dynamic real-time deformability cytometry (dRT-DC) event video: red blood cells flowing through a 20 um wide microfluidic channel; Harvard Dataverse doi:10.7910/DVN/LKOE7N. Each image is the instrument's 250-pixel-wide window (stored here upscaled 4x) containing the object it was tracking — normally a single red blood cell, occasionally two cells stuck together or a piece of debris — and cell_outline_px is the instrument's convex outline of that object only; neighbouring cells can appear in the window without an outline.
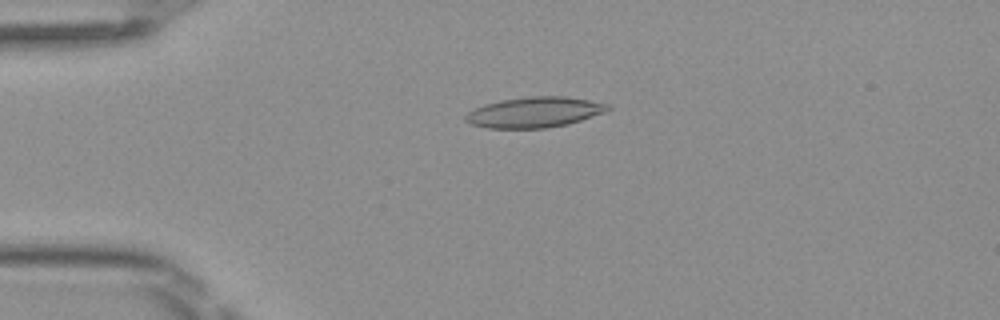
{"species": "Egyptian fruit bat (a non-hibernating species)", "species_latin": "Rousettus aegyptiacus", "temperature_condition": "room temperature", "stored_images_in_passage": 39, "camera_frame_rate_fps": 3000, "um_per_image_px": 0.085, "frame": {"image": 1, "passage_image": 1, "time_ms": 0.0, "image_size_px": [1000, 320], "cell_outline_px": [[612, 108], [604, 112], [568, 124], [544, 128], [488, 128], [472, 124], [464, 120], [464, 116], [468, 112], [484, 104], [500, 100], [528, 96], [564, 96], [588, 100], [608, 104]], "centroid_in_image_um": [45.41, 9.53], "position_along_channel_um": 39.6, "area_um2": 25.14}}
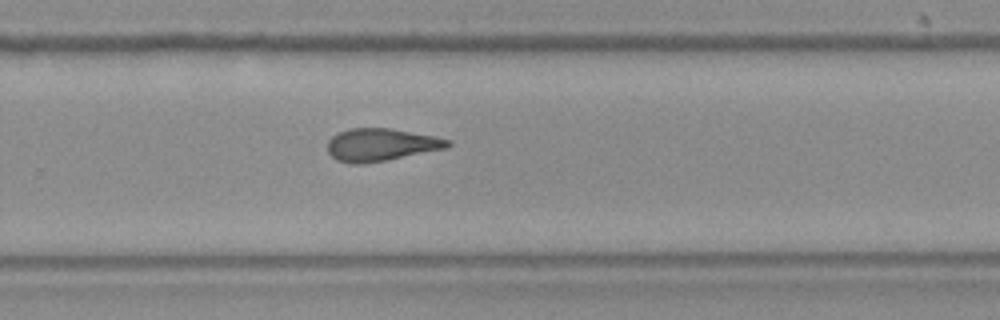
{"frame": {"image": 2, "passage_image": 22, "time_ms": 7.0, "image_size_px": [1000, 320], "cell_outline_px": [[452, 144], [448, 148], [388, 160], [364, 164], [352, 164], [336, 160], [328, 152], [328, 140], [332, 136], [340, 132], [352, 128], [392, 128], [436, 136], [452, 140]], "centroid_in_image_um": [32.43, 12.31], "position_along_channel_um": 297.4, "area_um2": 23.12}}
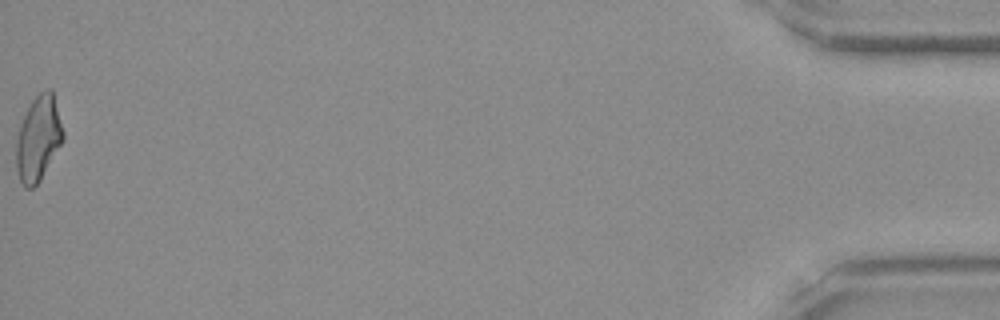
{"frame": {"image": 3, "passage_image": 39, "time_ms": 12.667, "image_size_px": [1000, 320], "cell_outline_px": [[64, 140], [40, 180], [32, 188], [24, 188], [20, 180], [16, 168], [16, 140], [24, 116], [32, 100], [44, 88], [52, 88], [64, 132]], "centroid_in_image_um": [3.27, 11.76], "position_along_channel_um": 431.9, "area_um2": 23.18}, "authors_computed_cell_mechanics": {"area_um2": 23.0044, "velocity_mm_per_s": 4.1069, "shape_relaxation_time_tau1_ms": null, "shape_relaxation_time_tau2_ms": 6.3567, "deformation_change_tau1": null, "deformation_change_tau2": 0.1609}}